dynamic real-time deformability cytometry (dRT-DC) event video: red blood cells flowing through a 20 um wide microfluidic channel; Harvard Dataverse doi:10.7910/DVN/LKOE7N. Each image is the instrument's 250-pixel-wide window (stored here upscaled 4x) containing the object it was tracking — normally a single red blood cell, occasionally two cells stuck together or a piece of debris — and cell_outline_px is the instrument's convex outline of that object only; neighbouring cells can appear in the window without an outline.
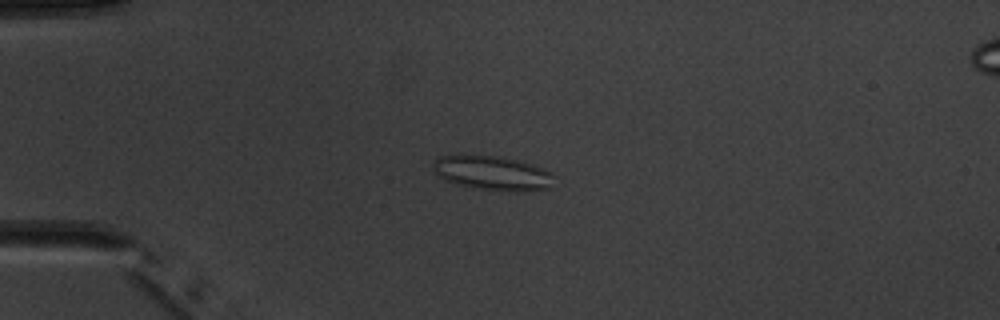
{"species": "common noctule bat (a hibernating species)", "species_latin": "Nyctalus noctula", "temperature_condition": "warm", "stored_images_in_passage": 5, "camera_frame_rate_fps": 3000, "um_per_image_px": 0.085, "animal": {"sex": "male", "body_mass_g": 20.1, "forearm_length_mm": 53.5}, "frame": {"image": 1, "passage_image": 3, "time_ms": 4.0, "image_size_px": [1000, 320], "cell_outline_px": [[556, 176], [552, 188], [532, 192], [512, 192], [480, 188], [460, 184], [444, 180], [436, 176], [432, 172], [432, 160], [440, 156], [500, 156], [532, 164], [544, 168], [552, 172]], "centroid_in_image_um": [41.93, 14.73], "position_along_channel_um": 43.1, "area_um2": 24.62}}